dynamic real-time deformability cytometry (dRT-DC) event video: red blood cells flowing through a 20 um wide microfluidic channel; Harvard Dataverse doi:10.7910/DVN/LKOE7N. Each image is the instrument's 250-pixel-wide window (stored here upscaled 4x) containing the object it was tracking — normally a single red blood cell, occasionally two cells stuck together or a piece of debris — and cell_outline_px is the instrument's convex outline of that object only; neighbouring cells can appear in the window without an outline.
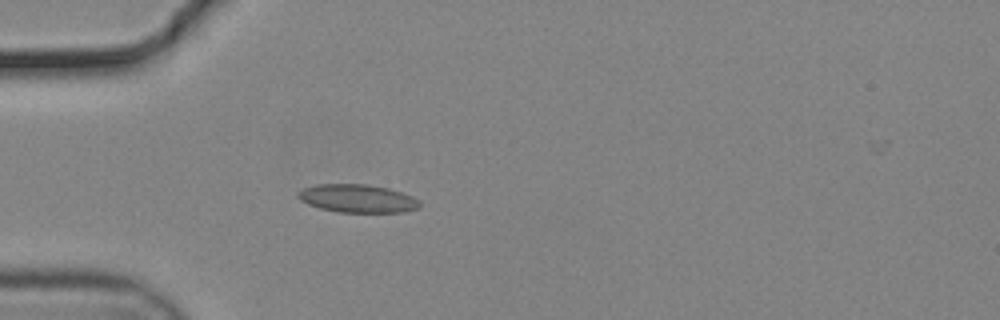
{"species": "common noctule bat (a hibernating species)", "species_latin": "Nyctalus noctula", "temperature_condition": "cold", "stored_images_in_passage": 41, "camera_frame_rate_fps": 3000, "um_per_image_px": 0.085, "animal": {"sex": "male", "body_mass_g": 19.2, "forearm_length_mm": 51.8}, "frame": {"image": 1, "passage_image": 1, "time_ms": 0.0, "image_size_px": [1000, 320], "cell_outline_px": [[420, 208], [404, 212], [336, 212], [320, 208], [308, 204], [300, 200], [296, 196], [296, 192], [304, 188], [316, 184], [368, 184], [388, 188], [412, 196], [420, 200]], "centroid_in_image_um": [30.38, 16.87], "position_along_channel_um": 54.6, "area_um2": 20.11}}
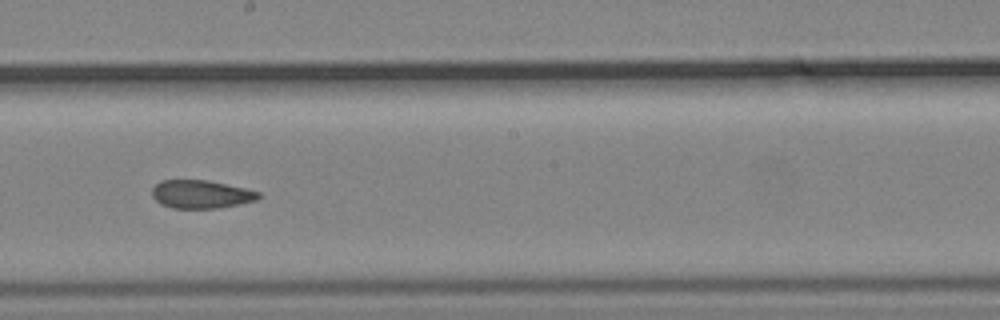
{"frame": {"image": 2, "passage_image": 16, "time_ms": 5.0, "image_size_px": [1000, 320], "cell_outline_px": [[260, 196], [256, 200], [240, 204], [216, 208], [172, 208], [160, 204], [152, 196], [152, 188], [160, 180], [208, 180], [244, 188], [260, 192]], "centroid_in_image_um": [17.06, 16.51], "position_along_channel_um": 231.1, "area_um2": 17.46}}
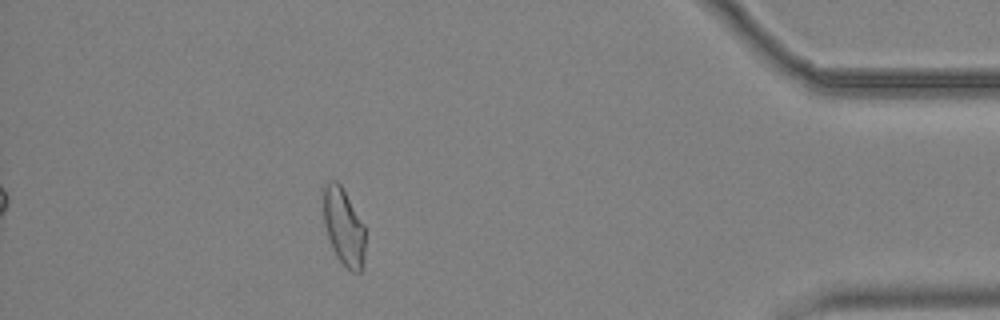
{"frame": {"image": 3, "passage_image": 34, "time_ms": 11.0, "image_size_px": [1000, 320], "cell_outline_px": [[364, 268], [360, 272], [352, 272], [336, 256], [332, 248], [324, 224], [324, 188], [328, 180], [336, 180], [340, 184], [364, 224]], "centroid_in_image_um": [29.23, 19.3], "position_along_channel_um": 406.0, "area_um2": 18.61}}